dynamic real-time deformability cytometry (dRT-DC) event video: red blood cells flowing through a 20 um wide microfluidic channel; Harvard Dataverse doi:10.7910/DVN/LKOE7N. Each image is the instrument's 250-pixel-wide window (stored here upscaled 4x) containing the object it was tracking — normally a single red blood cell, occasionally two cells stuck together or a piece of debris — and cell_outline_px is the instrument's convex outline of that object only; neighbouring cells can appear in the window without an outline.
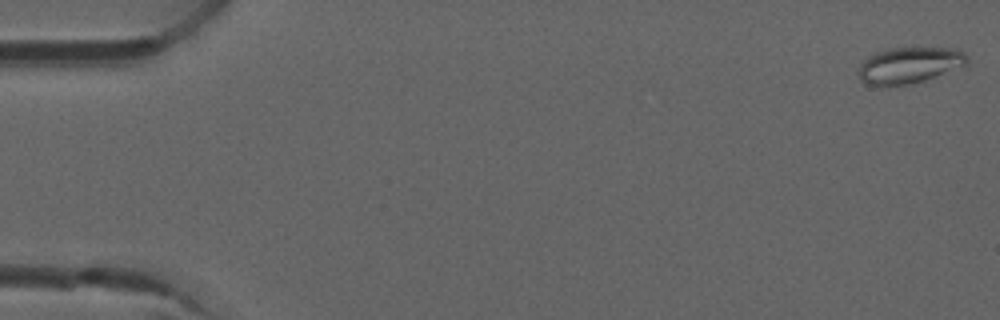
{"species": "common noctule bat (a hibernating species)", "species_latin": "Nyctalus noctula", "temperature_condition": "room temperature", "stored_images_in_passage": 5, "camera_frame_rate_fps": 3000, "um_per_image_px": 0.085, "animal": {"sex": "male", "forearm_length_mm": 52.5}, "frame": {"image": 1, "passage_image": 1, "time_ms": 0.0, "image_size_px": [1000, 320], "cell_outline_px": [[968, 64], [924, 80], [908, 84], [864, 84], [860, 80], [860, 64], [868, 56], [876, 52], [888, 48], [948, 48], [964, 52], [968, 56]], "centroid_in_image_um": [77.3, 5.52], "position_along_channel_um": 7.7, "area_um2": 22.37}}